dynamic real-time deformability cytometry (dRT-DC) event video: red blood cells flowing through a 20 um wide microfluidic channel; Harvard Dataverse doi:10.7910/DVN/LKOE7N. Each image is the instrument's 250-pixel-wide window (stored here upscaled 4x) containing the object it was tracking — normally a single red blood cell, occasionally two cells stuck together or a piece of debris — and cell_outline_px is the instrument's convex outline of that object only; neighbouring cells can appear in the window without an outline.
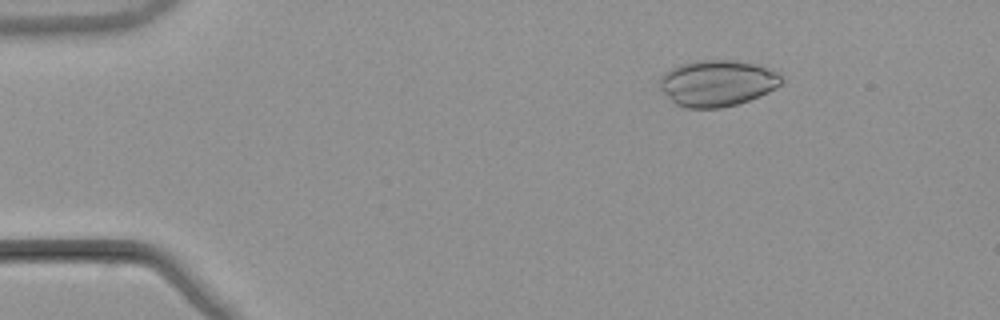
{"species": "common noctule bat (a hibernating species)", "species_latin": "Nyctalus noctula", "temperature_condition": "warm", "stored_images_in_passage": 46, "camera_frame_rate_fps": 3000, "um_per_image_px": 0.085, "animal": {"sex": "male", "body_mass_g": 21.5, "forearm_length_mm": 52.0}, "frame": {"image": 1, "passage_image": 1, "time_ms": 0.0, "image_size_px": [1000, 320], "cell_outline_px": [[784, 80], [776, 88], [760, 96], [736, 104], [720, 108], [684, 108], [676, 104], [660, 88], [660, 76], [664, 72], [680, 64], [696, 60], [732, 60], [756, 64], [780, 72]], "centroid_in_image_um": [60.99, 7.06], "position_along_channel_um": 24.0, "area_um2": 32.89}}
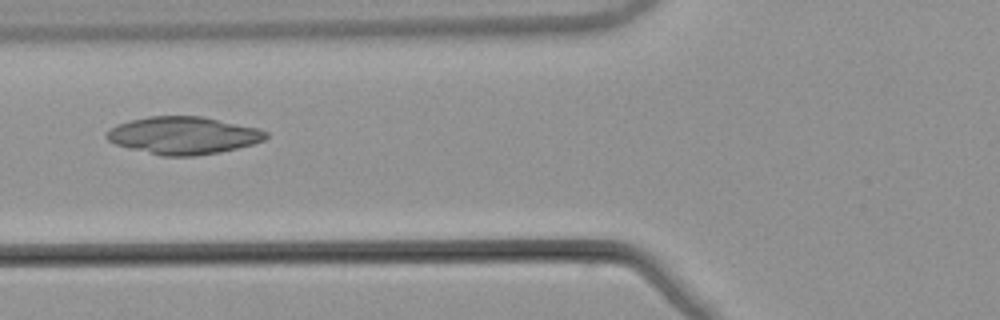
{"frame": {"image": 2, "passage_image": 14, "time_ms": 4.333, "image_size_px": [1000, 320], "cell_outline_px": [[268, 136], [264, 140], [252, 144], [220, 152], [196, 156], [160, 156], [128, 148], [116, 144], [108, 140], [104, 136], [116, 124], [148, 116], [200, 116], [260, 128], [268, 132]], "centroid_in_image_um": [15.59, 11.51], "position_along_channel_um": 110.2, "area_um2": 34.8}}
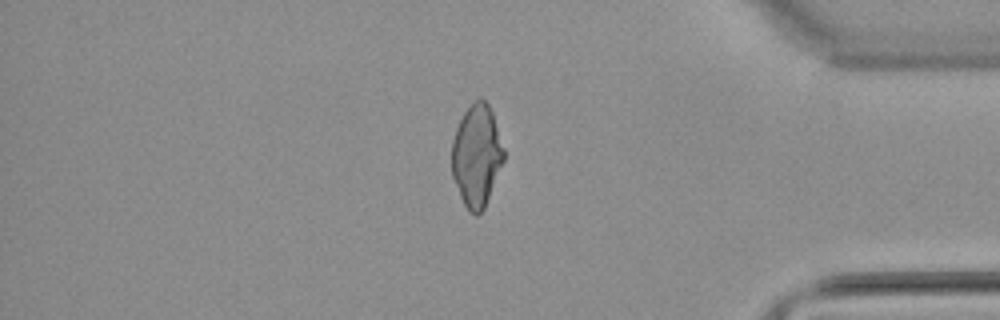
{"frame": {"image": 3, "passage_image": 38, "time_ms": 12.333, "image_size_px": [1000, 320], "cell_outline_px": [[504, 160], [484, 208], [476, 216], [468, 212], [460, 196], [452, 176], [452, 140], [456, 128], [464, 112], [472, 100], [480, 96], [488, 104], [492, 112], [504, 148]], "centroid_in_image_um": [40.51, 13.2], "position_along_channel_um": 394.7, "area_um2": 30.98}}